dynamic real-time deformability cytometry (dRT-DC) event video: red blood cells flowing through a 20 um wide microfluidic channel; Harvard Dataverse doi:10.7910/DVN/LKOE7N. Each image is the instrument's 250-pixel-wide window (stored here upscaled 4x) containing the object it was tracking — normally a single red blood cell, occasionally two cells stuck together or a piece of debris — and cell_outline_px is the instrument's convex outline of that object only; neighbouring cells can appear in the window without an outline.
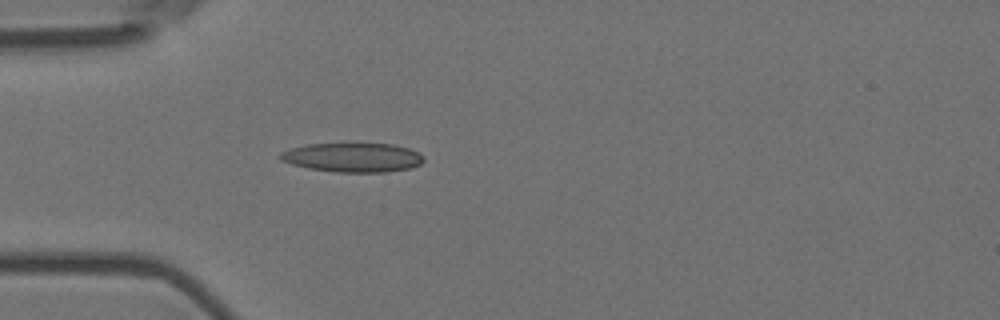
{"species": "Egyptian fruit bat (a non-hibernating species)", "species_latin": "Rousettus aegyptiacus", "temperature_condition": "room temperature", "stored_images_in_passage": 3, "camera_frame_rate_fps": 3000, "um_per_image_px": 0.085, "animal": {"sex": "female"}, "frame": {"image": 1, "passage_image": 3, "time_ms": 0.667, "image_size_px": [1000, 320], "cell_outline_px": [[424, 160], [420, 164], [412, 168], [388, 172], [336, 172], [308, 168], [292, 164], [280, 160], [280, 152], [292, 148], [308, 144], [392, 144], [408, 148], [424, 156]], "centroid_in_image_um": [30.0, 13.39], "position_along_channel_um": 55.0, "area_um2": 24.28}}